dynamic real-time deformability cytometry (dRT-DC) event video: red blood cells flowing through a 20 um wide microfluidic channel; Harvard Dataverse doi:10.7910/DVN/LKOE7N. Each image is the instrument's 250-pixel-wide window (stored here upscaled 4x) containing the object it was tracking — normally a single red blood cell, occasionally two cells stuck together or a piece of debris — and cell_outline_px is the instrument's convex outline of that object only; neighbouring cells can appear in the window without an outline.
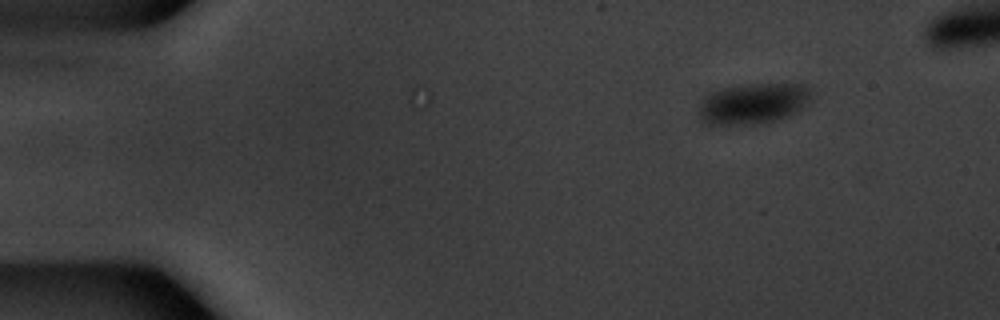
{"species": "common noctule bat (a hibernating species)", "species_latin": "Nyctalus noctula", "temperature_condition": "warm", "stored_images_in_passage": 3, "camera_frame_rate_fps": 3000, "um_per_image_px": 0.085, "animal": {"sex": "male", "body_mass_g": 20.1, "forearm_length_mm": 53.5}, "frame": {"image": 1, "passage_image": 3, "time_ms": 0.667, "image_size_px": [1000, 320], "cell_outline_px": [[812, 92], [808, 104], [804, 108], [780, 120], [768, 124], [704, 124], [700, 120], [700, 104], [704, 96], [712, 92], [724, 88], [752, 84], [804, 84]], "centroid_in_image_um": [64.06, 8.82], "position_along_channel_um": 20.9, "area_um2": 26.93}}